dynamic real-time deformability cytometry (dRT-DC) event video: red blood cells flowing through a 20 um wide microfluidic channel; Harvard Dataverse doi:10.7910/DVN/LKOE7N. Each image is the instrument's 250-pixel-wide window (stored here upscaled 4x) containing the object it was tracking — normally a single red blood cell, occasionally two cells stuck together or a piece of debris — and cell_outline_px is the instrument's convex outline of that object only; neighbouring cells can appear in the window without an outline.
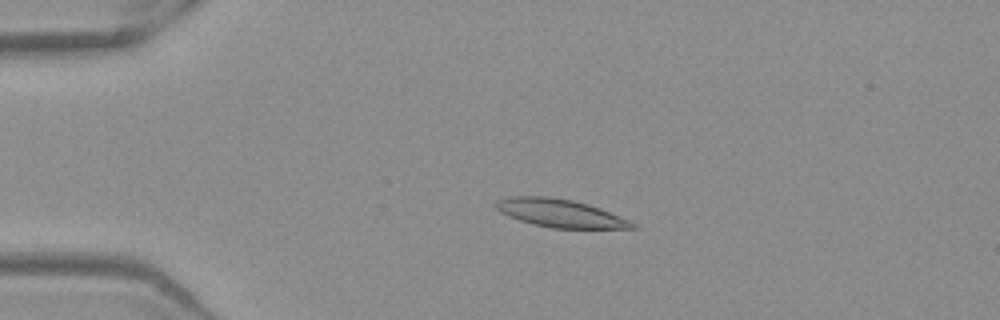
{"species": "Egyptian fruit bat (a non-hibernating species)", "species_latin": "Rousettus aegyptiacus", "temperature_condition": "warm", "stored_images_in_passage": 52, "camera_frame_rate_fps": 3000, "um_per_image_px": 0.085, "frame": {"image": 1, "passage_image": 12, "time_ms": 3.667, "image_size_px": [1000, 320], "cell_outline_px": [[640, 228], [552, 228], [532, 224], [508, 216], [500, 212], [492, 204], [496, 200], [508, 196], [548, 196], [572, 200], [588, 204], [620, 216], [636, 224]], "centroid_in_image_um": [47.55, 18.11], "position_along_channel_um": 37.4, "area_um2": 22.31}}
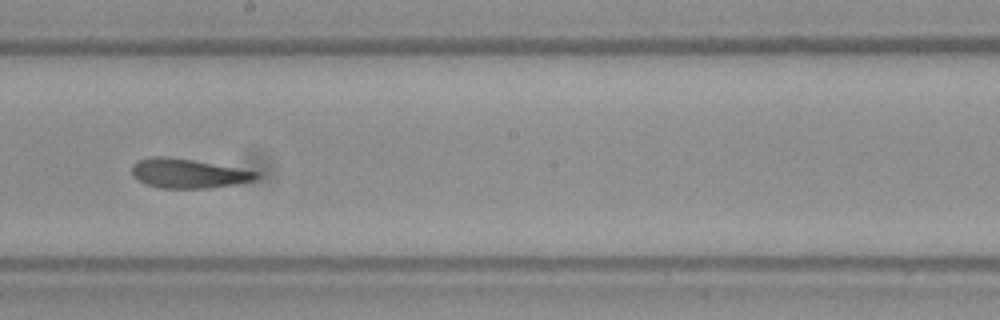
{"frame": {"image": 2, "passage_image": 30, "time_ms": 9.667, "image_size_px": [1000, 320], "cell_outline_px": [[260, 176], [252, 180], [236, 184], [208, 188], [160, 188], [148, 184], [132, 176], [132, 164], [140, 160], [152, 156], [168, 156], [192, 160], [260, 172]], "centroid_in_image_um": [15.98, 14.74], "position_along_channel_um": 232.2, "area_um2": 21.04}}
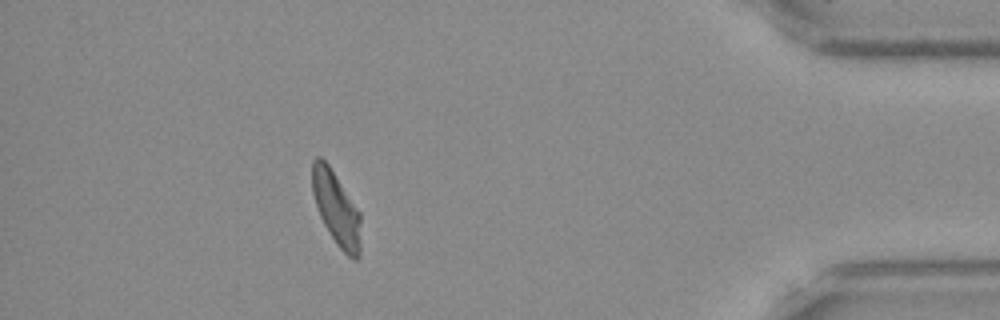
{"frame": {"image": 3, "passage_image": 47, "time_ms": 15.333, "image_size_px": [1000, 320], "cell_outline_px": [[360, 256], [356, 260], [352, 260], [336, 244], [328, 232], [320, 216], [312, 192], [312, 160], [316, 156], [320, 156], [328, 164], [360, 212]], "centroid_in_image_um": [28.58, 17.74], "position_along_channel_um": 406.6, "area_um2": 20.81}, "authors_computed_cell_mechanics": {"area_um2": 21.7906, "velocity_mm_per_s": 3.9104, "shape_relaxation_time_tau1_ms": 6.2834, "shape_relaxation_time_tau2_ms": 2.5499, "deformation_change_tau1": 0.2145, "deformation_change_tau2": 0.1159}}